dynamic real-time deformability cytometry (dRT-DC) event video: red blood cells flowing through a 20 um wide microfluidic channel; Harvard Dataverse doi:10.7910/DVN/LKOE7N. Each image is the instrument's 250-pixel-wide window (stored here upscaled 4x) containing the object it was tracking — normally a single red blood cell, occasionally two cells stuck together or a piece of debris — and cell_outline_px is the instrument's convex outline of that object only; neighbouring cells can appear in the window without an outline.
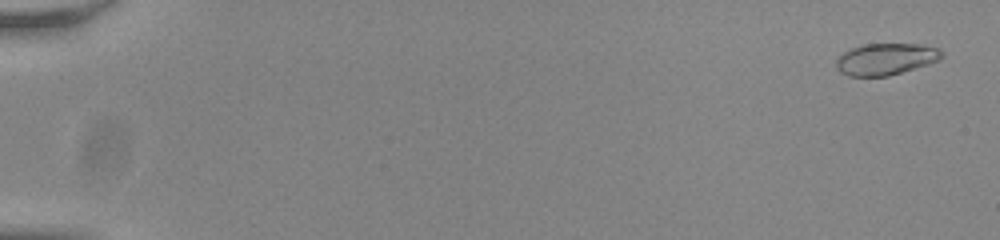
{"species": "common noctule bat (a hibernating species)", "species_latin": "Nyctalus noctula", "temperature_condition": "room temperature", "stored_images_in_passage": 57, "camera_frame_rate_fps": 3000, "um_per_image_px": 0.085, "animal": {"sex": "male", "body_mass_g": 20.0, "forearm_length_mm": 53.3}, "frame": {"image": 1, "passage_image": 3, "time_ms": 0.667, "image_size_px": [1000, 240], "cell_outline_px": [[944, 56], [940, 60], [888, 76], [848, 76], [840, 72], [836, 68], [836, 60], [844, 52], [852, 48], [864, 44], [920, 44], [936, 48], [944, 52]], "centroid_in_image_um": [75.29, 5.02], "position_along_channel_um": 9.7, "area_um2": 19.36}}
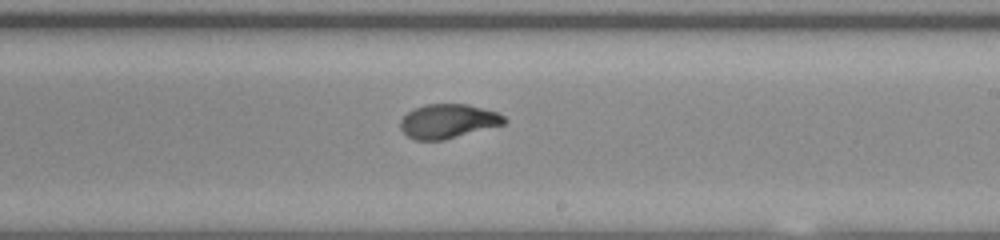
{"frame": {"image": 2, "passage_image": 36, "time_ms": 11.667, "image_size_px": [1000, 240], "cell_outline_px": [[508, 120], [504, 124], [444, 140], [416, 140], [408, 136], [400, 128], [400, 120], [408, 112], [424, 104], [468, 104], [496, 112], [504, 116]], "centroid_in_image_um": [38.08, 10.3], "position_along_channel_um": 250.9, "area_um2": 20.58}}
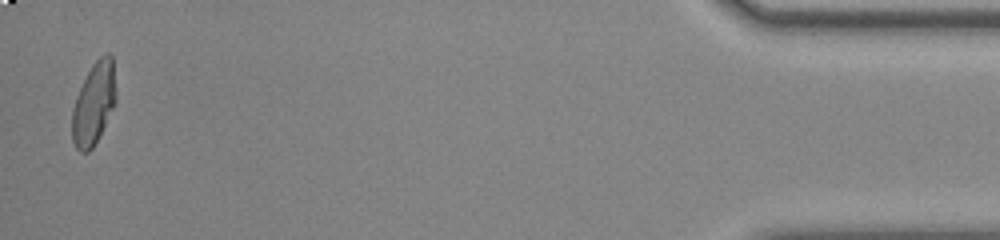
{"frame": {"image": 3, "passage_image": 56, "time_ms": 18.333, "image_size_px": [1000, 240], "cell_outline_px": [[116, 104], [92, 148], [88, 152], [80, 152], [76, 148], [72, 140], [72, 108], [76, 96], [92, 64], [100, 56], [108, 52], [112, 56], [116, 88]], "centroid_in_image_um": [7.98, 8.79], "position_along_channel_um": 427.2, "area_um2": 21.04}}